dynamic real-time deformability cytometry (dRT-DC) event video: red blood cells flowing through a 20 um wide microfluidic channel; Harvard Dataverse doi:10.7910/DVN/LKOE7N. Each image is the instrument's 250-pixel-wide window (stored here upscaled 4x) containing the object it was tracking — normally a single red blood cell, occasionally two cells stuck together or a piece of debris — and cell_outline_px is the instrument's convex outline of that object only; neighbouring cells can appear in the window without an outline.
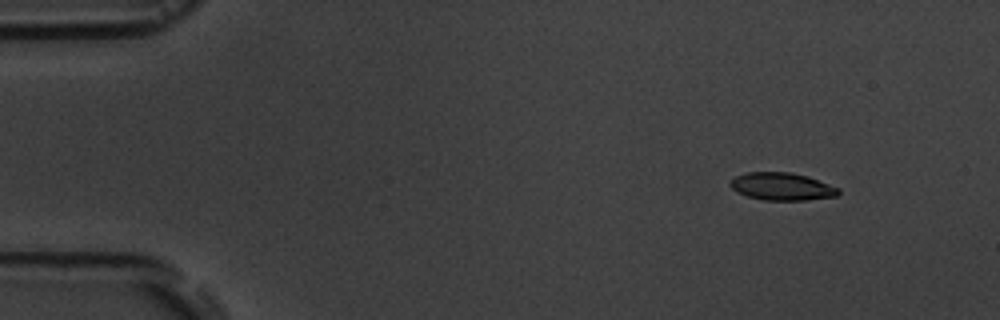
{"species": "common noctule bat (a hibernating species)", "species_latin": "Nyctalus noctula", "temperature_condition": "room temperature", "stored_images_in_passage": 5, "camera_frame_rate_fps": 3000, "um_per_image_px": 0.085, "animal": {"sex": "male", "body_mass_g": 19.5, "forearm_length_mm": 54.6}, "frame": {"image": 1, "passage_image": 2, "time_ms": 2.0, "image_size_px": [1000, 320], "cell_outline_px": [[840, 192], [836, 196], [804, 200], [764, 200], [748, 196], [736, 192], [728, 184], [736, 176], [748, 172], [792, 172], [808, 176], [840, 188]], "centroid_in_image_um": [66.47, 15.85], "position_along_channel_um": 18.5, "area_um2": 17.4}}
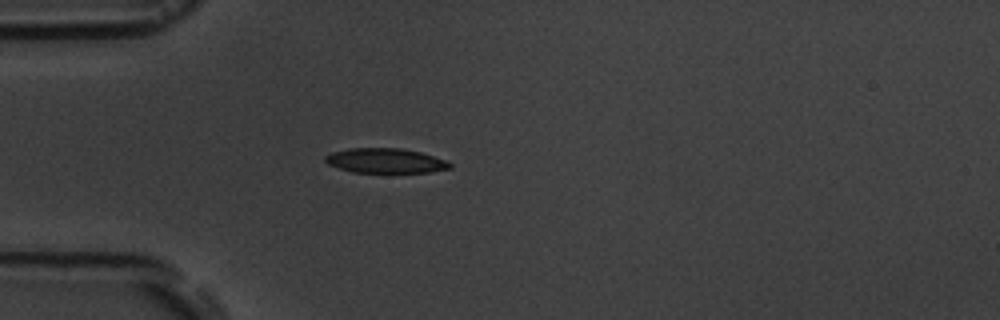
{"frame": {"image": 2, "passage_image": 5, "time_ms": 5.333, "image_size_px": [1000, 320], "cell_outline_px": [[452, 168], [432, 172], [352, 172], [328, 164], [324, 160], [324, 156], [332, 152], [348, 148], [400, 148], [420, 152], [444, 160], [452, 164]], "centroid_in_image_um": [32.74, 13.66], "position_along_channel_um": 52.3, "area_um2": 17.86}}